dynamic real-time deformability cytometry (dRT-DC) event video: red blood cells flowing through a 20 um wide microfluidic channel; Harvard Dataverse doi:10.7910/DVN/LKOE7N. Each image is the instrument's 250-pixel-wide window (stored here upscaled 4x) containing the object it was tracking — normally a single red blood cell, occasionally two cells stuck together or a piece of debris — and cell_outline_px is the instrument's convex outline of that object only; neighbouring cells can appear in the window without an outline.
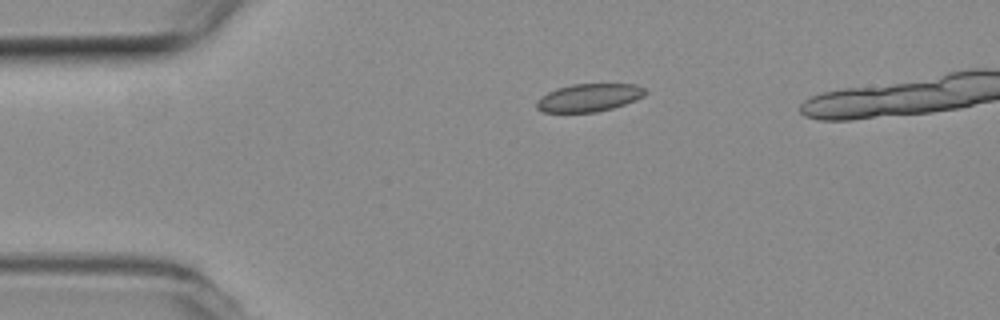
{"species": "common noctule bat (a hibernating species)", "species_latin": "Nyctalus noctula", "temperature_condition": "room temperature", "stored_images_in_passage": 38, "camera_frame_rate_fps": 3000, "um_per_image_px": 0.085, "animal": {"sex": "female", "body_mass_g": 19.3, "forearm_length_mm": 54.1}, "frame": {"image": 1, "passage_image": 1, "time_ms": 0.0, "image_size_px": [1000, 320], "cell_outline_px": [[648, 92], [644, 96], [636, 100], [612, 108], [596, 112], [544, 112], [536, 108], [536, 100], [540, 96], [556, 88], [572, 84], [636, 84], [644, 88]], "centroid_in_image_um": [50.05, 8.29], "position_along_channel_um": 34.9, "area_um2": 17.74}}
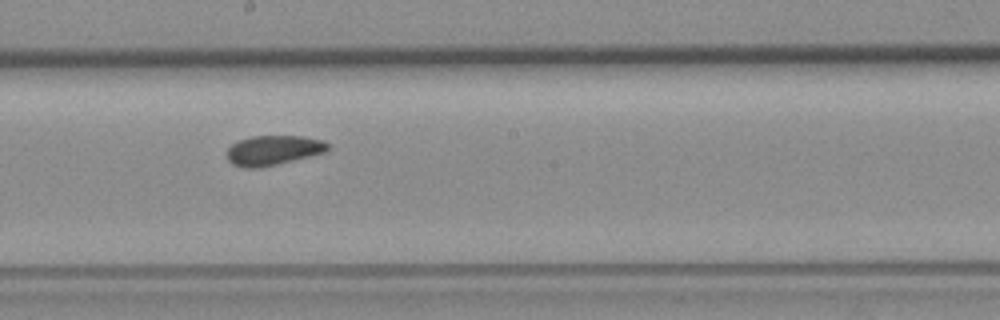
{"frame": {"image": 2, "passage_image": 19, "time_ms": 6.0, "image_size_px": [1000, 320], "cell_outline_px": [[328, 152], [260, 168], [244, 168], [232, 164], [228, 160], [228, 148], [232, 144], [240, 140], [252, 136], [300, 136], [324, 140], [328, 144]], "centroid_in_image_um": [23.25, 12.78], "position_along_channel_um": 225.0, "area_um2": 17.51}}
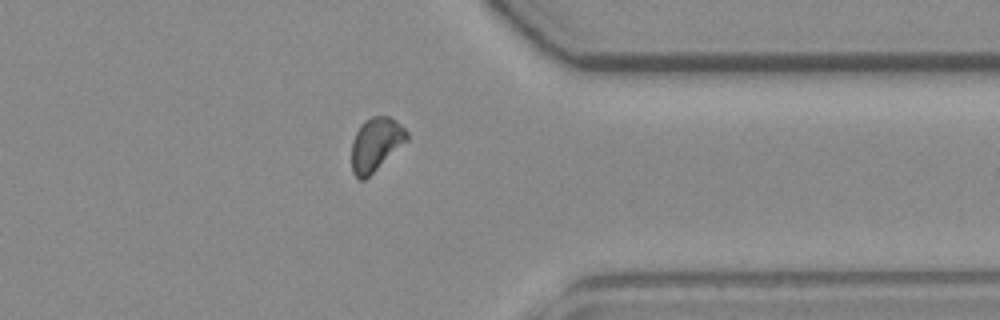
{"frame": {"image": 3, "passage_image": 32, "time_ms": 10.333, "image_size_px": [1000, 320], "cell_outline_px": [[408, 140], [364, 180], [360, 180], [352, 172], [352, 140], [360, 124], [364, 120], [372, 116], [388, 116], [396, 120], [408, 132]], "centroid_in_image_um": [31.94, 12.24], "position_along_channel_um": 379.5, "area_um2": 17.11}, "authors_computed_cell_mechanics": {"area_um2": 17.5423, "velocity_mm_per_s": 3.782, "shape_relaxation_time_tau1_ms": 11.1733, "shape_relaxation_time_tau2_ms": 6.956, "deformation_change_tau1": 0.1041, "deformation_change_tau2": 0.1146}}